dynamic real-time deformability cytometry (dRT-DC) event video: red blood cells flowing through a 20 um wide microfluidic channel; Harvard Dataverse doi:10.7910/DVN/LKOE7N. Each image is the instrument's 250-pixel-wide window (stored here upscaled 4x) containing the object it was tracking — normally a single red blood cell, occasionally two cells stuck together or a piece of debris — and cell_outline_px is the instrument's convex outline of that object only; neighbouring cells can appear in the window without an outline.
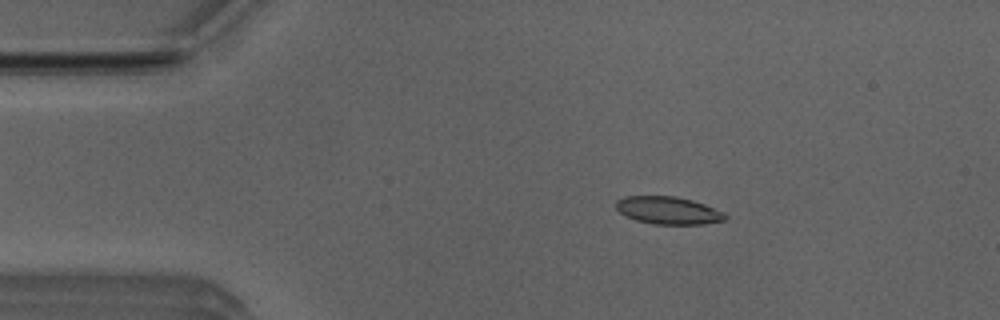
{"species": "Egyptian fruit bat (a non-hibernating species)", "species_latin": "Rousettus aegyptiacus", "temperature_condition": "room temperature", "stored_images_in_passage": 29, "camera_frame_rate_fps": 3000, "um_per_image_px": 0.085, "animal": {"sex": "male"}, "frame": {"image": 1, "passage_image": 9, "time_ms": 2.667, "image_size_px": [1000, 320], "cell_outline_px": [[728, 216], [724, 220], [704, 224], [652, 224], [636, 220], [624, 216], [616, 208], [616, 200], [624, 196], [676, 196], [692, 200], [704, 204], [724, 212]], "centroid_in_image_um": [56.78, 17.88], "position_along_channel_um": 28.2, "area_um2": 17.63}}
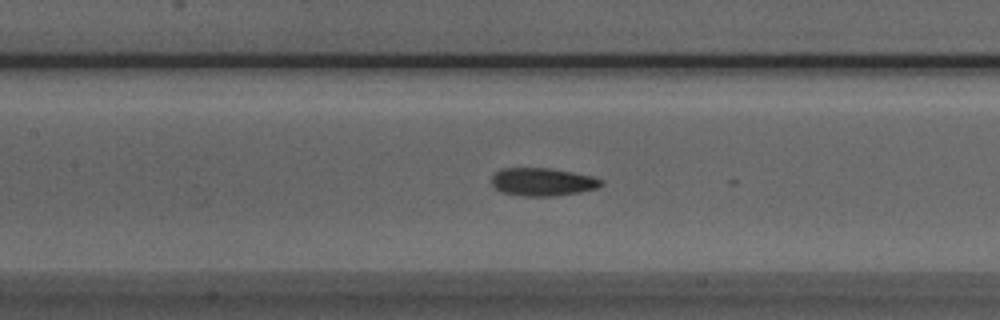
{"frame": {"image": 2, "passage_image": 23, "time_ms": 7.333, "image_size_px": [1000, 320], "cell_outline_px": [[604, 184], [596, 188], [580, 192], [552, 196], [524, 196], [500, 192], [492, 184], [492, 176], [496, 172], [504, 168], [548, 168], [572, 172], [592, 176], [604, 180]], "centroid_in_image_um": [46.13, 15.46], "position_along_channel_um": 161.3, "area_um2": 17.8}}
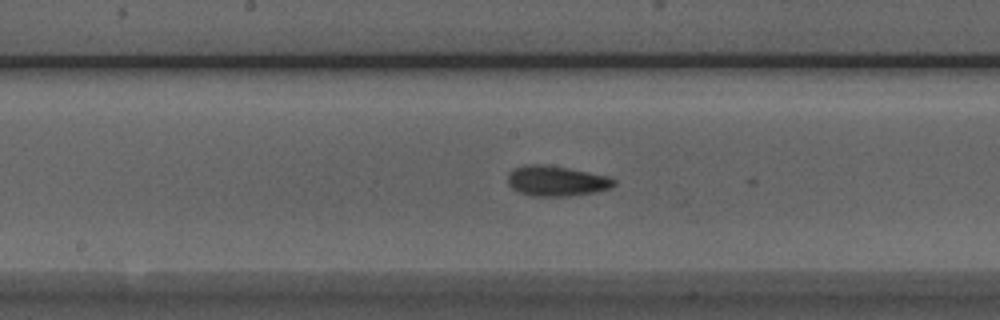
{"frame": {"image": 3, "passage_image": 26, "time_ms": 8.333, "image_size_px": [1000, 320], "cell_outline_px": [[616, 184], [612, 188], [596, 192], [568, 196], [532, 196], [516, 192], [508, 184], [508, 172], [512, 168], [528, 164], [544, 164], [568, 168], [608, 176], [616, 180]], "centroid_in_image_um": [47.28, 15.38], "position_along_channel_um": 200.9, "area_um2": 19.02}}